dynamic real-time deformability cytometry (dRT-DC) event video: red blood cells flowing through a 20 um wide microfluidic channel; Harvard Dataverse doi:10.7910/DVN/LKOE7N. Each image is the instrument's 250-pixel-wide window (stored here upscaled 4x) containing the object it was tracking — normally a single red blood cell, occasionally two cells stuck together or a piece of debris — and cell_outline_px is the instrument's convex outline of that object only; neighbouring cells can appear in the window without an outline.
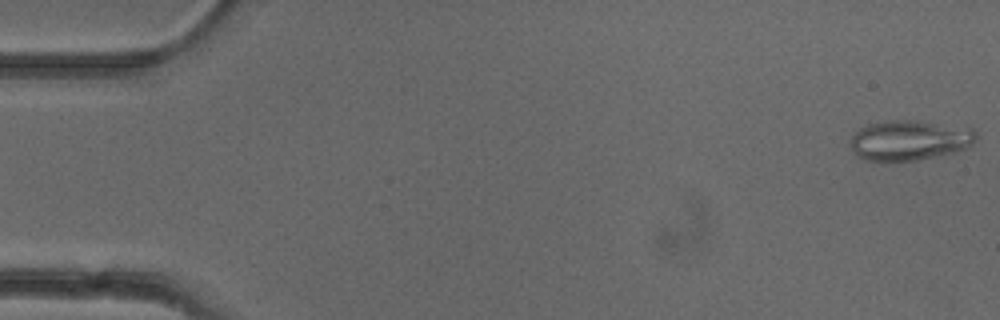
{"species": "common noctule bat (a hibernating species)", "species_latin": "Nyctalus noctula", "temperature_condition": "cold", "stored_images_in_passage": 52, "camera_frame_rate_fps": 3000, "um_per_image_px": 0.085, "animal": {"sex": "female"}, "frame": {"image": 1, "passage_image": 1, "time_ms": 0.0, "image_size_px": [1000, 320], "cell_outline_px": [[976, 136], [972, 144], [956, 152], [940, 156], [916, 160], [864, 160], [856, 156], [852, 148], [852, 136], [860, 128], [868, 124], [888, 120], [916, 120], [972, 128], [976, 132]], "centroid_in_image_um": [77.32, 11.91], "position_along_channel_um": 7.7, "area_um2": 29.25}}
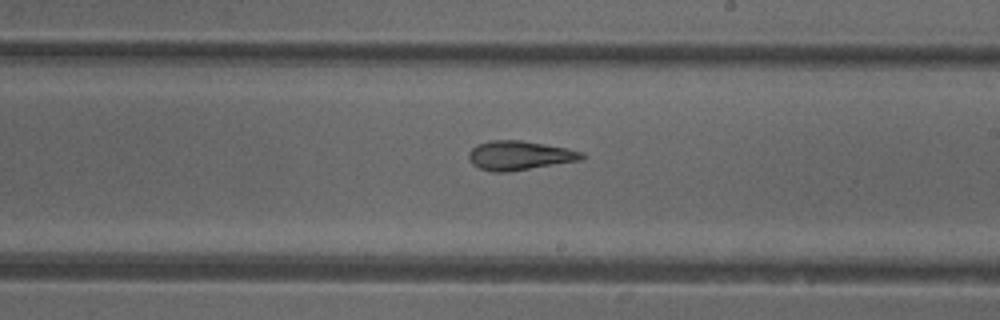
{"frame": {"image": 2, "passage_image": 30, "time_ms": 9.667, "image_size_px": [1000, 320], "cell_outline_px": [[584, 156], [580, 160], [504, 172], [492, 172], [480, 168], [472, 164], [468, 156], [468, 152], [476, 144], [488, 140], [520, 140], [544, 144], [584, 152]], "centroid_in_image_um": [44.09, 13.2], "position_along_channel_um": 244.9, "area_um2": 18.96}}
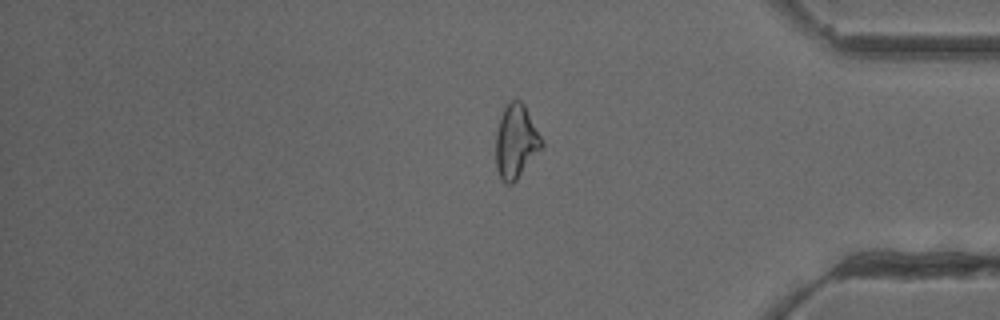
{"frame": {"image": 3, "passage_image": 43, "time_ms": 14.0, "image_size_px": [1000, 320], "cell_outline_px": [[544, 144], [516, 180], [512, 184], [504, 184], [496, 168], [496, 132], [500, 116], [504, 104], [512, 100], [520, 100], [524, 104], [544, 140]], "centroid_in_image_um": [43.85, 11.99], "position_along_channel_um": 391.4, "area_um2": 19.83}, "authors_computed_cell_mechanics": {"area_um2": 20.5768, "velocity_mm_per_s": 3.9512, "shape_relaxation_time_tau1_ms": null, "shape_relaxation_time_tau2_ms": 4.1835, "deformation_change_tau1": null, "deformation_change_tau2": 0.1455}}